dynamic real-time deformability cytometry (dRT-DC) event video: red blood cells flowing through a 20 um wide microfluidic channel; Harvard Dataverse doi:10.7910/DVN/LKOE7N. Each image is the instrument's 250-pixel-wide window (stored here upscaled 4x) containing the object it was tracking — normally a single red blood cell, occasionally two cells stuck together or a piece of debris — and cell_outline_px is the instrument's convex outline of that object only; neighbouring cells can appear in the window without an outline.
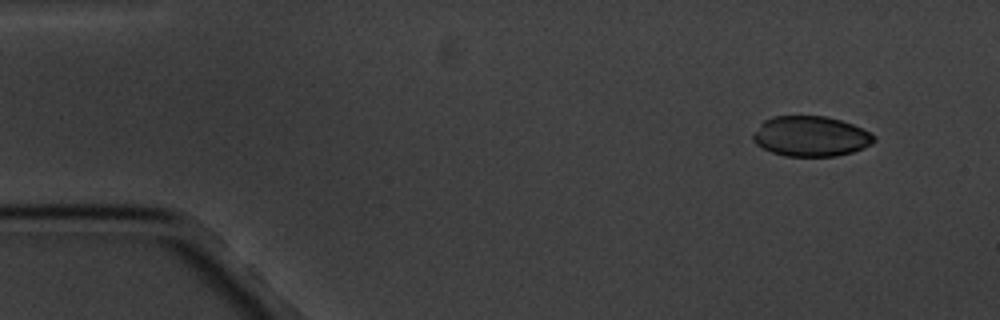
{"species": "common noctule bat (a hibernating species)", "species_latin": "Nyctalus noctula", "temperature_condition": "cold", "stored_images_in_passage": 4, "camera_frame_rate_fps": 3000, "um_per_image_px": 0.085, "animal": {"sex": "male", "body_mass_g": 20.1, "forearm_length_mm": 53.5}, "frame": {"image": 1, "passage_image": 1, "time_ms": 0.0, "image_size_px": [1000, 320], "cell_outline_px": [[876, 140], [872, 144], [864, 148], [852, 152], [836, 156], [784, 156], [772, 152], [756, 144], [752, 140], [752, 136], [760, 124], [764, 120], [772, 116], [828, 116], [852, 124], [876, 136]], "centroid_in_image_um": [68.91, 11.58], "position_along_channel_um": 16.1, "area_um2": 28.38}}